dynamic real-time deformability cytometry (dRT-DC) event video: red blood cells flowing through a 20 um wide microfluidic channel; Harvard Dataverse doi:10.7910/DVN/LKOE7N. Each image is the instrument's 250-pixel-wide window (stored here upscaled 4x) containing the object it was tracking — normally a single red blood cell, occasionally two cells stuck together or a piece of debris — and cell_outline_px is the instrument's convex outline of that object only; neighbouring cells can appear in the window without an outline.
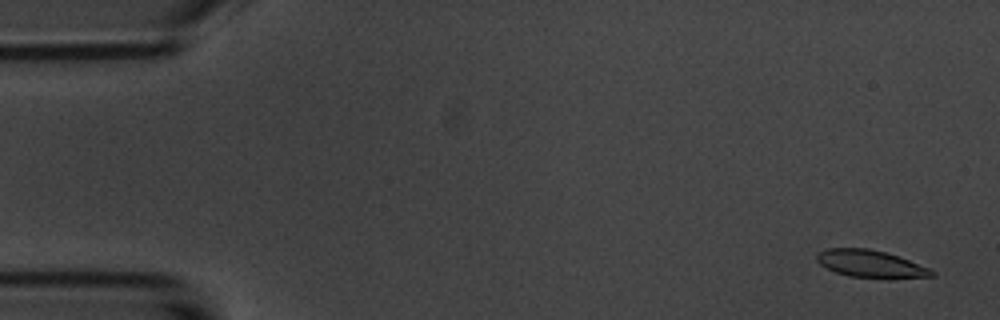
{"species": "common noctule bat (a hibernating species)", "species_latin": "Nyctalus noctula", "temperature_condition": "room temperature", "stored_images_in_passage": 55, "camera_frame_rate_fps": 3000, "um_per_image_px": 0.085, "animal": {"sex": "male", "body_mass_g": 20.1, "forearm_length_mm": 53.5}, "frame": {"image": 1, "passage_image": 3, "time_ms": 0.667, "image_size_px": [1000, 320], "cell_outline_px": [[936, 276], [888, 280], [848, 276], [836, 272], [820, 264], [816, 260], [816, 252], [828, 248], [868, 248], [900, 256], [932, 268], [936, 272]], "centroid_in_image_um": [74.09, 22.45], "position_along_channel_um": 10.9, "area_um2": 19.07}}
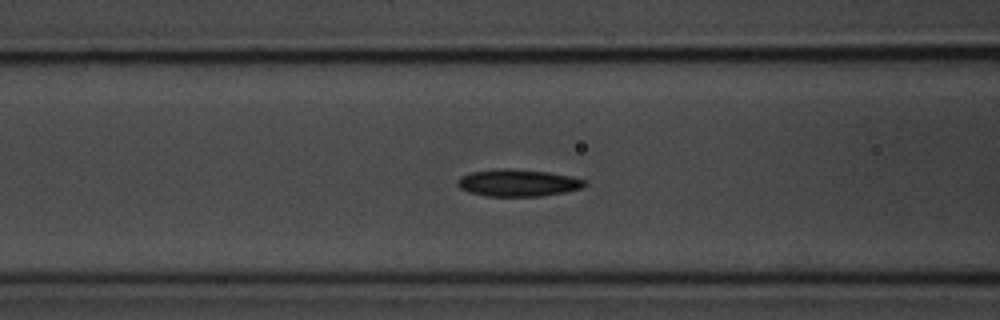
{"frame": {"image": 2, "passage_image": 22, "time_ms": 7.0, "image_size_px": [1000, 320], "cell_outline_px": [[588, 184], [580, 188], [564, 192], [540, 196], [484, 196], [468, 192], [460, 188], [456, 184], [456, 180], [460, 176], [472, 172], [496, 168], [504, 168], [548, 172], [572, 176], [584, 180]], "centroid_in_image_um": [43.98, 15.54], "position_along_channel_um": 122.6, "area_um2": 20.11}}
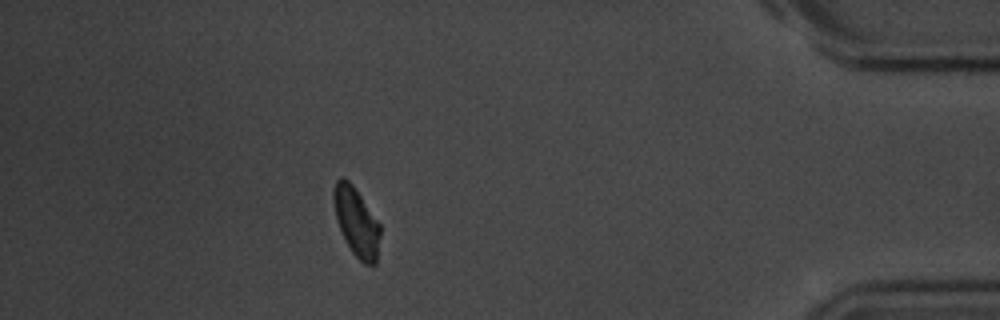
{"frame": {"image": 3, "passage_image": 49, "time_ms": 16.0, "image_size_px": [1000, 320], "cell_outline_px": [[380, 236], [376, 264], [364, 264], [352, 252], [336, 220], [332, 196], [332, 192], [336, 180], [340, 176], [348, 180], [352, 184], [380, 224]], "centroid_in_image_um": [30.28, 18.84], "position_along_channel_um": 404.9, "area_um2": 18.44}, "authors_computed_cell_mechanics": {"area_um2": 19.1896, "velocity_mm_per_s": 3.6676, "shape_relaxation_time_tau1_ms": 4.1085, "shape_relaxation_time_tau2_ms": null, "deformation_change_tau1": 0.0939, "deformation_change_tau2": null}}